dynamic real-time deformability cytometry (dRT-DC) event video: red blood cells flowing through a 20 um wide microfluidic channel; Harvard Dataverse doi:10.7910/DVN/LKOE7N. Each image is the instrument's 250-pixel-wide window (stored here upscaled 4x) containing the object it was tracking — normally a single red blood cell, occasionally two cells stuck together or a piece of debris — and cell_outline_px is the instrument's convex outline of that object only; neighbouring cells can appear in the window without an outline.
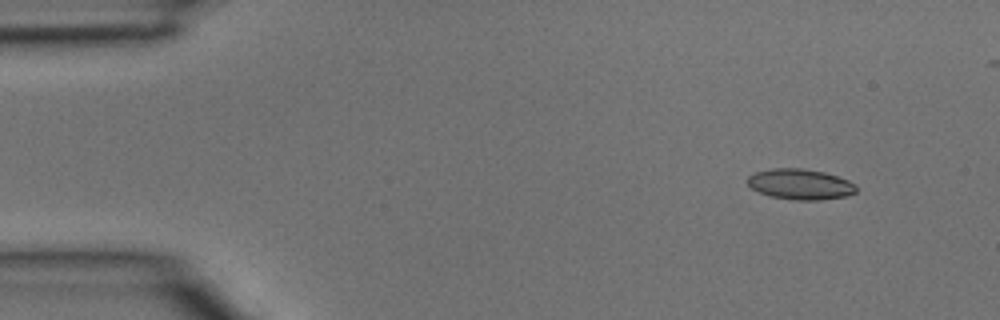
{"species": "common noctule bat (a hibernating species)", "species_latin": "Nyctalus noctula", "temperature_condition": "room temperature", "stored_images_in_passage": 4, "segment_of_instrument_passage": [1, 2], "camera_frame_rate_fps": 3000, "um_per_image_px": 0.085, "animal": {"sex": "male", "body_mass_g": 15.6}, "frame": {"image": 1, "passage_image": 1, "time_ms": 0.0, "image_size_px": [1000, 320], "cell_outline_px": [[856, 192], [848, 196], [820, 200], [796, 200], [768, 196], [752, 188], [748, 184], [748, 176], [756, 172], [772, 168], [800, 168], [824, 172], [848, 180], [856, 184]], "centroid_in_image_um": [68.04, 15.66], "position_along_channel_um": 17.0, "area_um2": 19.36}}
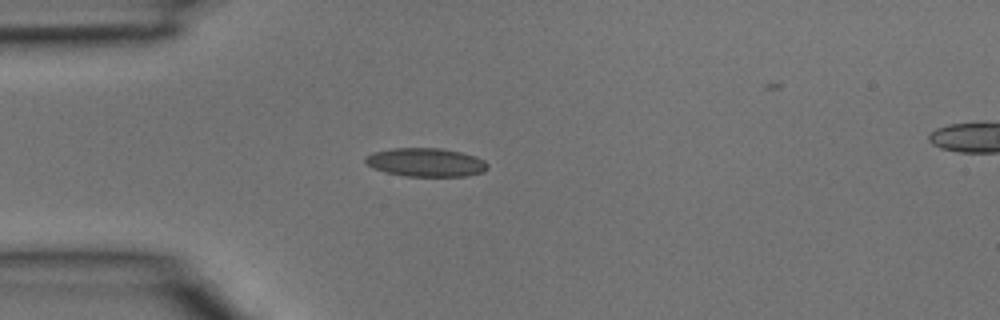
{"frame": {"image": 2, "passage_image": 3, "time_ms": 0.667, "image_size_px": [1000, 320], "cell_outline_px": [[488, 168], [484, 172], [468, 176], [408, 176], [384, 172], [372, 168], [364, 160], [364, 156], [372, 152], [388, 148], [440, 148], [460, 152], [476, 156], [484, 160], [488, 164]], "centroid_in_image_um": [36.18, 13.79], "position_along_channel_um": 48.8, "area_um2": 20.58}}